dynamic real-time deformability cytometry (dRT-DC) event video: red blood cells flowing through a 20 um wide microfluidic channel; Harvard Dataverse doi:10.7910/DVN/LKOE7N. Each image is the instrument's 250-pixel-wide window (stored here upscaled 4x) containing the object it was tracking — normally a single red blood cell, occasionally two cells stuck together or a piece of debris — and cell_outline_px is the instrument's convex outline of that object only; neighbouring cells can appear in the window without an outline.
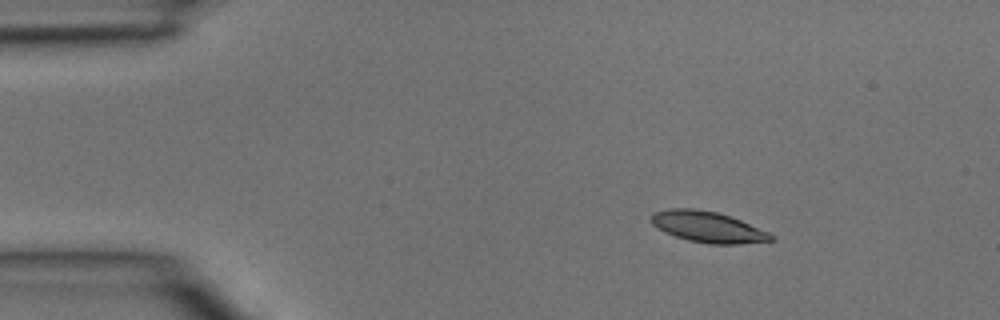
{"species": "common noctule bat (a hibernating species)", "species_latin": "Nyctalus noctula", "temperature_condition": "room temperature", "stored_images_in_passage": 9, "camera_frame_rate_fps": 3000, "um_per_image_px": 0.085, "animal": {"sex": "male", "body_mass_g": 15.6}, "frame": {"image": 1, "passage_image": 1, "time_ms": 0.0, "image_size_px": [1000, 320], "cell_outline_px": [[776, 240], [736, 244], [708, 244], [688, 240], [664, 232], [652, 224], [652, 212], [672, 208], [692, 208], [716, 212], [740, 220], [768, 232], [776, 236]], "centroid_in_image_um": [60.17, 19.3], "position_along_channel_um": 24.8, "area_um2": 21.44}}
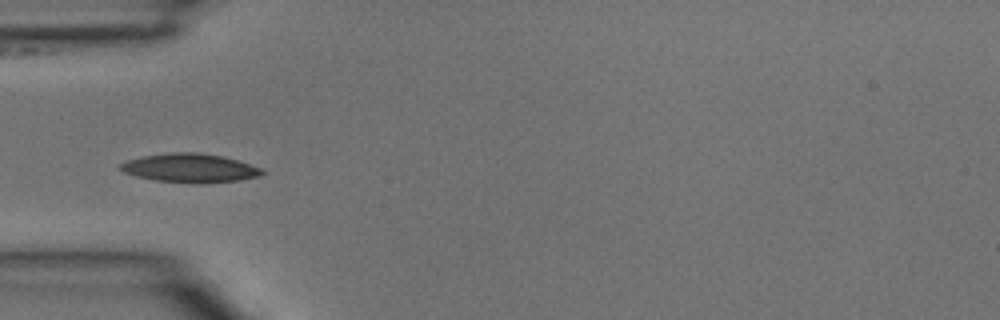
{"frame": {"image": 2, "passage_image": 3, "time_ms": 0.667, "image_size_px": [1000, 320], "cell_outline_px": [[268, 172], [260, 176], [240, 180], [200, 184], [192, 184], [156, 180], [136, 176], [124, 172], [116, 168], [120, 164], [128, 160], [144, 156], [168, 152], [200, 152], [224, 156], [260, 168]], "centroid_in_image_um": [16.15, 14.29], "position_along_channel_um": 68.8, "area_um2": 24.04}}
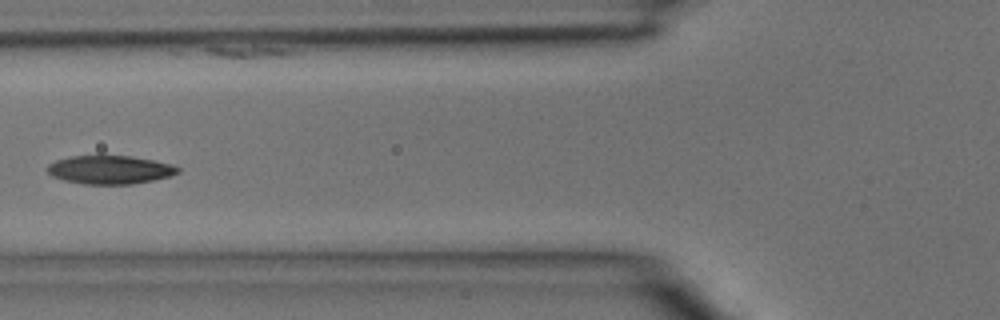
{"frame": {"image": 3, "passage_image": 4, "time_ms": 1.0, "image_size_px": [1000, 320], "cell_outline_px": [[180, 172], [168, 176], [152, 180], [132, 184], [84, 184], [64, 180], [52, 176], [44, 168], [48, 164], [56, 160], [68, 156], [132, 156], [172, 164], [180, 168]], "centroid_in_image_um": [9.31, 14.42], "position_along_channel_um": 116.5, "area_um2": 21.62}}